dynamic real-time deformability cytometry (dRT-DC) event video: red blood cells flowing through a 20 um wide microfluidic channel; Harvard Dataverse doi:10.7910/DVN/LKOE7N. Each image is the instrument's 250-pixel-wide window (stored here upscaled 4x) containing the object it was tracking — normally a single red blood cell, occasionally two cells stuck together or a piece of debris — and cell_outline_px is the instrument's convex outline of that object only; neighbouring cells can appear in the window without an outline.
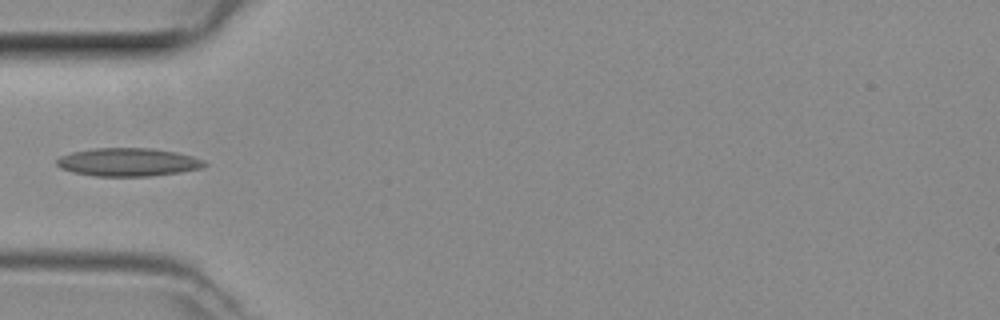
{"species": "common noctule bat (a hibernating species)", "species_latin": "Nyctalus noctula", "temperature_condition": "room temperature", "stored_images_in_passage": 24, "camera_frame_rate_fps": 3000, "um_per_image_px": 0.085, "animal": {"sex": "female", "body_mass_g": 29.2, "forearm_length_mm": 56.3}, "frame": {"image": 1, "passage_image": 1, "time_ms": 0.0, "image_size_px": [1000, 320], "cell_outline_px": [[208, 164], [200, 168], [176, 172], [148, 176], [96, 176], [72, 172], [60, 168], [56, 164], [56, 160], [60, 156], [72, 152], [92, 148], [152, 148], [176, 152], [192, 156], [204, 160]], "centroid_in_image_um": [10.85, 13.77], "position_along_channel_um": 74.2, "area_um2": 24.16}}
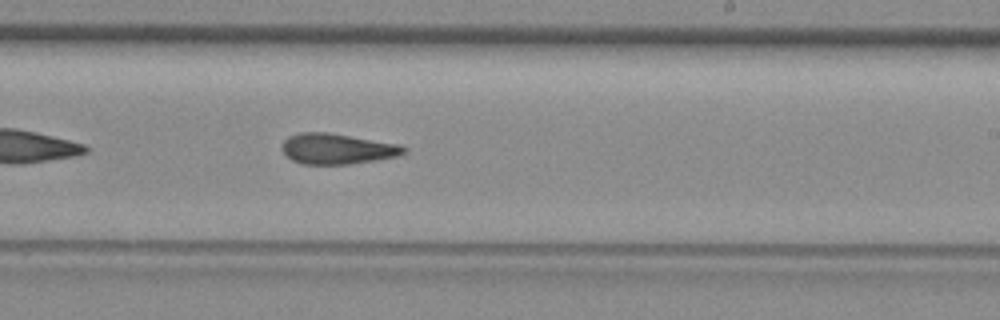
{"frame": {"image": 2, "passage_image": 14, "time_ms": 4.333, "image_size_px": [1000, 320], "cell_outline_px": [[408, 152], [396, 156], [348, 164], [304, 164], [292, 160], [284, 152], [284, 140], [288, 136], [300, 132], [328, 132], [400, 144], [408, 148]], "centroid_in_image_um": [28.69, 12.63], "position_along_channel_um": 260.3, "area_um2": 21.5}}
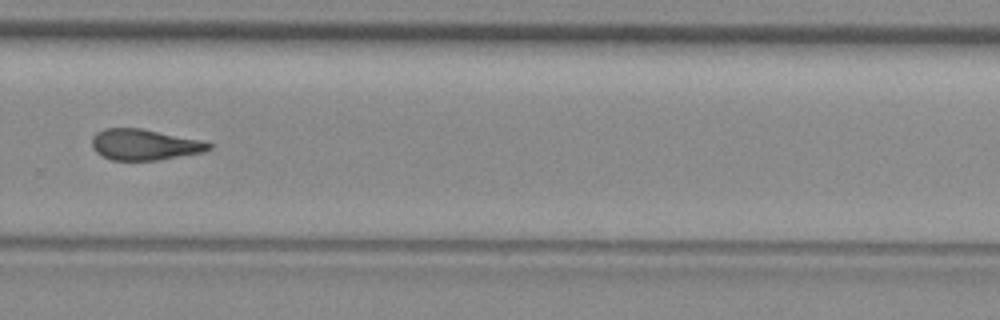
{"frame": {"image": 3, "passage_image": 18, "time_ms": 5.667, "image_size_px": [1000, 320], "cell_outline_px": [[212, 148], [204, 152], [156, 160], [112, 160], [96, 152], [92, 148], [92, 136], [96, 132], [104, 128], [140, 128], [204, 140], [212, 144]], "centroid_in_image_um": [12.29, 12.28], "position_along_channel_um": 317.5, "area_um2": 21.15}}